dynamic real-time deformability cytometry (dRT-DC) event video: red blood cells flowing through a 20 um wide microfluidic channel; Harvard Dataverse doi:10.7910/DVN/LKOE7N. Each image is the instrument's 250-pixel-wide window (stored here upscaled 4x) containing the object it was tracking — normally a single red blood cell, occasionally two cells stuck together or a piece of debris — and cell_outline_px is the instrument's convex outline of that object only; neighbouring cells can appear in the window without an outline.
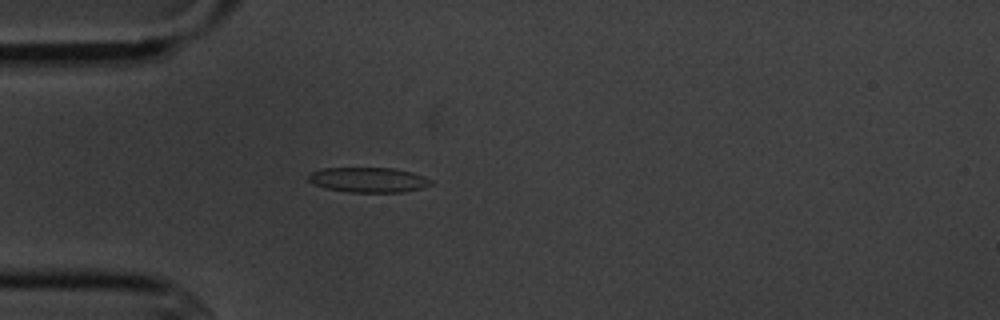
{"species": "common noctule bat (a hibernating species)", "species_latin": "Nyctalus noctula", "temperature_condition": "cold", "stored_images_in_passage": 4, "camera_frame_rate_fps": 3000, "um_per_image_px": 0.085, "animal": {"sex": "male", "body_mass_g": 20.1, "forearm_length_mm": 53.5}, "frame": {"image": 1, "passage_image": 4, "time_ms": 3.667, "image_size_px": [1000, 320], "cell_outline_px": [[432, 184], [420, 188], [400, 192], [352, 192], [324, 188], [312, 184], [308, 180], [308, 176], [312, 172], [324, 168], [392, 168], [412, 172], [424, 176], [432, 180]], "centroid_in_image_um": [31.3, 15.28], "position_along_channel_um": 53.7, "area_um2": 17.74}}